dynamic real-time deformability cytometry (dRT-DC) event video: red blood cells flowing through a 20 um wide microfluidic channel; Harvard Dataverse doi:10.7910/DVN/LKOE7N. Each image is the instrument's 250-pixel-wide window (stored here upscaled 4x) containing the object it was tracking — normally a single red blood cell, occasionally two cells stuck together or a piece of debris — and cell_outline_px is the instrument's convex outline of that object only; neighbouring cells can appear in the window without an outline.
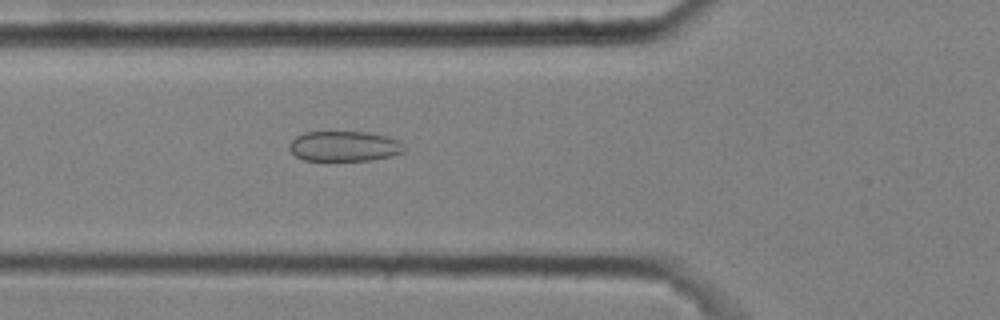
{"species": "common noctule bat (a hibernating species)", "species_latin": "Nyctalus noctula", "temperature_condition": "cold", "stored_images_in_passage": 37, "camera_frame_rate_fps": 3000, "um_per_image_px": 0.085, "animal": {"sex": "male", "body_mass_g": 20.4}, "frame": {"image": 1, "passage_image": 6, "time_ms": 1.667, "image_size_px": [1000, 320], "cell_outline_px": [[404, 152], [392, 156], [368, 160], [304, 160], [296, 156], [288, 148], [288, 144], [296, 136], [304, 132], [368, 132], [388, 136], [400, 140], [404, 148]], "centroid_in_image_um": [29.27, 12.42], "position_along_channel_um": 96.5, "area_um2": 20.29}}
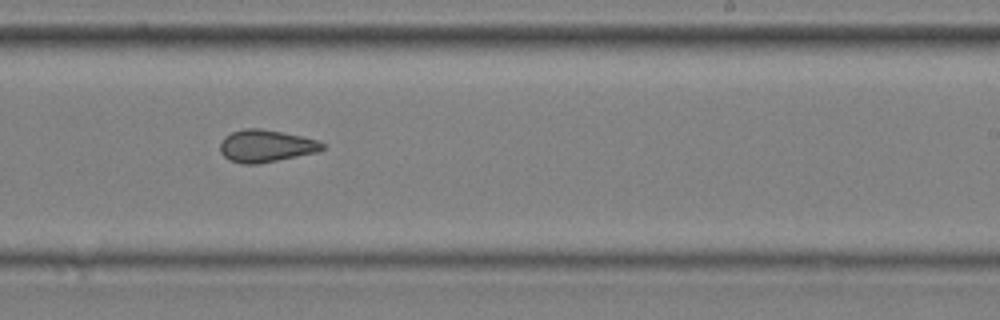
{"frame": {"image": 2, "passage_image": 20, "time_ms": 6.333, "image_size_px": [1000, 320], "cell_outline_px": [[324, 148], [316, 152], [256, 164], [244, 164], [228, 160], [220, 152], [220, 140], [224, 136], [232, 132], [244, 128], [260, 128], [320, 140], [324, 144]], "centroid_in_image_um": [22.56, 12.4], "position_along_channel_um": 266.4, "area_um2": 19.13}}
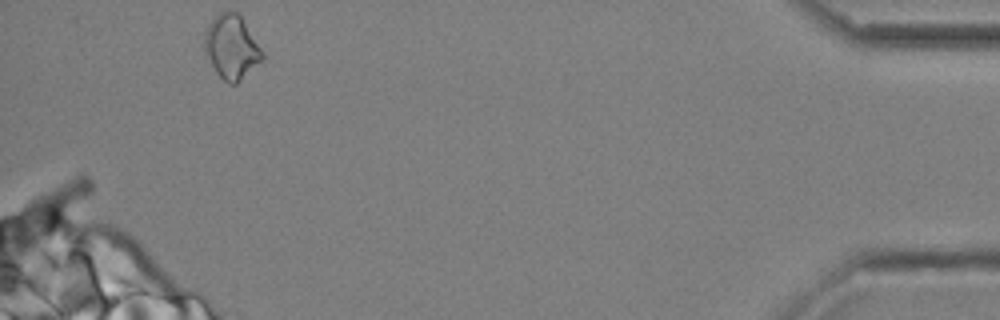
{"frame": {"image": 3, "passage_image": 37, "time_ms": 12.0, "image_size_px": [1000, 320], "cell_outline_px": [[264, 60], [236, 84], [228, 84], [216, 72], [204, 52], [204, 32], [208, 24], [220, 12], [236, 12], [240, 16], [264, 52]], "centroid_in_image_um": [19.68, 4.03], "position_along_channel_um": 415.5, "area_um2": 21.5}, "authors_computed_cell_mechanics": {"area_um2": 19.363, "velocity_mm_per_s": 3.638, "shape_relaxation_time_tau1_ms": null, "shape_relaxation_time_tau2_ms": 2.9212, "deformation_change_tau1": null, "deformation_change_tau2": 0.1022}}